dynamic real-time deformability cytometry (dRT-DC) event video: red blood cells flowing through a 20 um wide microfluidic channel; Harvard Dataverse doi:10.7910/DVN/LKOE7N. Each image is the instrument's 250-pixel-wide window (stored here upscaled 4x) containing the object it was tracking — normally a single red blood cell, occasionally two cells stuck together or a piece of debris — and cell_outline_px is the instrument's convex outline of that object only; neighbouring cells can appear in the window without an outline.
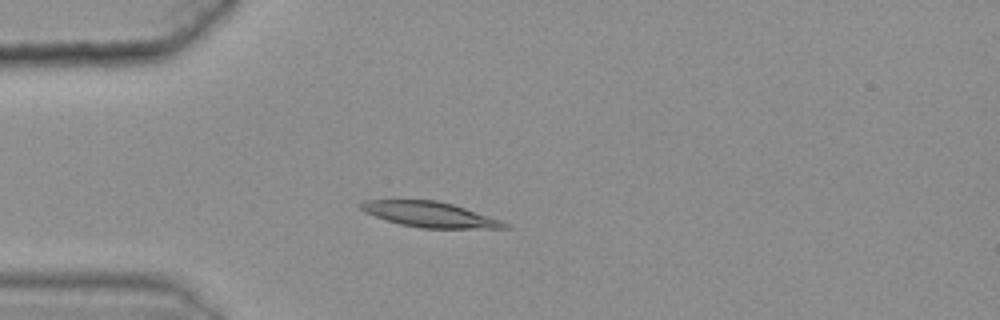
{"species": "common noctule bat (a hibernating species)", "species_latin": "Nyctalus noctula", "temperature_condition": "warm", "stored_images_in_passage": 44, "camera_frame_rate_fps": 3000, "um_per_image_px": 0.085, "animal": {"sex": "female", "body_mass_g": 25.1}, "frame": {"image": 1, "passage_image": 13, "time_ms": 4.0, "image_size_px": [1000, 320], "cell_outline_px": [[512, 228], [420, 228], [400, 224], [364, 212], [360, 208], [360, 204], [364, 200], [436, 200], [452, 204], [500, 220], [508, 224]], "centroid_in_image_um": [36.52, 18.23], "position_along_channel_um": 48.5, "area_um2": 20.87}}
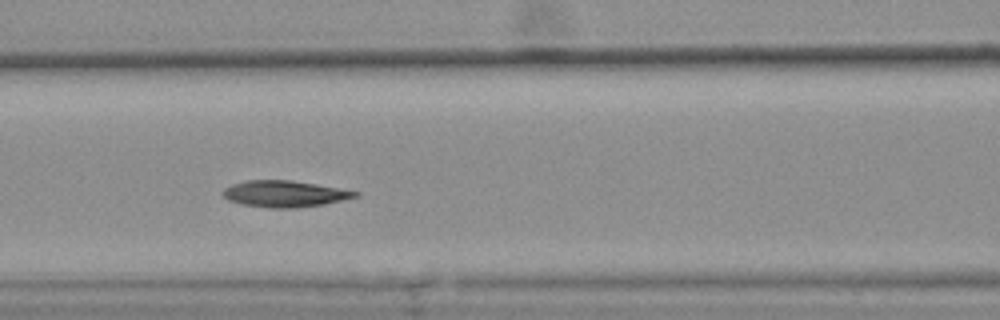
{"frame": {"image": 2, "passage_image": 22, "time_ms": 7.0, "image_size_px": [1000, 320], "cell_outline_px": [[360, 196], [324, 204], [296, 208], [272, 208], [244, 204], [228, 200], [220, 192], [224, 188], [232, 184], [248, 180], [292, 180], [316, 184], [360, 192]], "centroid_in_image_um": [24.19, 16.47], "position_along_channel_um": 142.4, "area_um2": 20.29}}
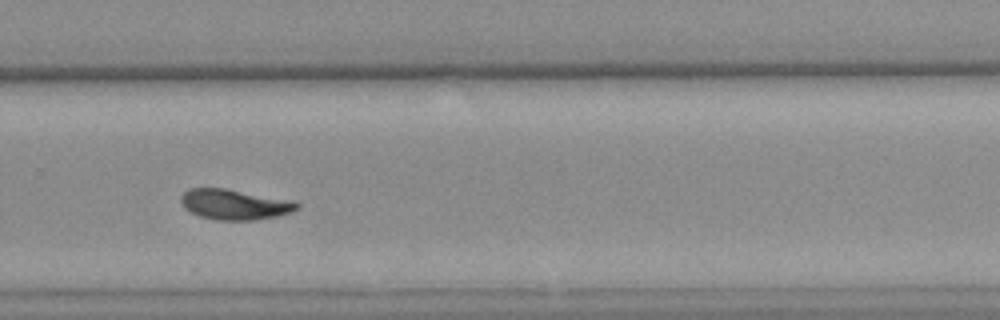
{"frame": {"image": 3, "passage_image": 36, "time_ms": 11.667, "image_size_px": [1000, 320], "cell_outline_px": [[300, 208], [292, 212], [276, 216], [256, 220], [216, 220], [200, 216], [184, 208], [180, 200], [180, 196], [188, 188], [224, 188], [292, 200], [300, 204]], "centroid_in_image_um": [19.94, 17.37], "position_along_channel_um": 309.9, "area_um2": 20.58}, "authors_computed_cell_mechanics": {"area_um2": 20.8658, "velocity_mm_per_s": 3.6027, "shape_relaxation_time_tau1_ms": 6.6608, "shape_relaxation_time_tau2_ms": 3.0213, "deformation_change_tau1": 0.1701, "deformation_change_tau2": 0.0818}}